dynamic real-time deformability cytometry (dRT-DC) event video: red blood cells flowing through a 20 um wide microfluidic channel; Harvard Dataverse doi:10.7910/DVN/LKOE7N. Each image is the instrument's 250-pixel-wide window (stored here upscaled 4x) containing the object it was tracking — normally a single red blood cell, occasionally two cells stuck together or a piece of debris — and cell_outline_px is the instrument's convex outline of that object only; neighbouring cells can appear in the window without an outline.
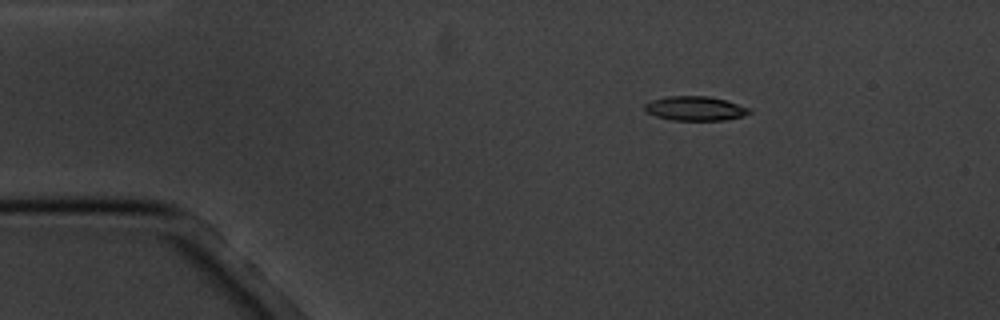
{"species": "common noctule bat (a hibernating species)", "species_latin": "Nyctalus noctula", "temperature_condition": "cold", "stored_images_in_passage": 3, "camera_frame_rate_fps": 3000, "um_per_image_px": 0.085, "animal": {"sex": "male", "body_mass_g": 20.1, "forearm_length_mm": 53.5}, "frame": {"image": 1, "passage_image": 2, "time_ms": 1.333, "image_size_px": [1000, 320], "cell_outline_px": [[752, 112], [744, 116], [724, 120], [672, 120], [656, 116], [644, 112], [644, 104], [652, 100], [668, 96], [708, 96], [724, 100], [752, 108]], "centroid_in_image_um": [59.09, 9.22], "position_along_channel_um": 25.9, "area_um2": 14.91}}